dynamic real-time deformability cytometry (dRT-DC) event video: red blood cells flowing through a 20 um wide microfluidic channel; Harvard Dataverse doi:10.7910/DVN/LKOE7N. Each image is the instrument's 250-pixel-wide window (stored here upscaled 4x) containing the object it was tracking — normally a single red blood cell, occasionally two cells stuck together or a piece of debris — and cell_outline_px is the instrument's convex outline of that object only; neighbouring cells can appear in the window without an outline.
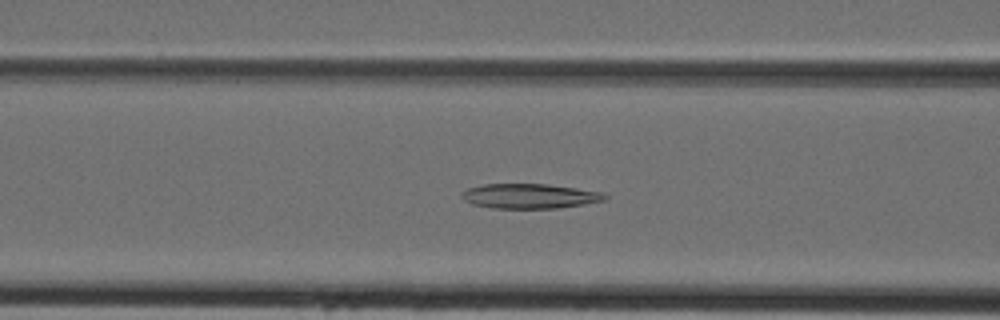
{"species": "Egyptian fruit bat (a non-hibernating species)", "species_latin": "Rousettus aegyptiacus", "temperature_condition": "cold", "stored_images_in_passage": 44, "camera_frame_rate_fps": 3000, "um_per_image_px": 0.085, "animal": {"sex": "female"}, "frame": {"image": 1, "passage_image": 17, "time_ms": 5.333, "image_size_px": [1000, 320], "cell_outline_px": [[608, 200], [584, 204], [556, 208], [492, 208], [472, 204], [464, 200], [460, 196], [460, 192], [468, 188], [484, 184], [548, 184], [604, 192], [608, 196]], "centroid_in_image_um": [45.03, 16.66], "position_along_channel_um": 121.6, "area_um2": 20.81}}
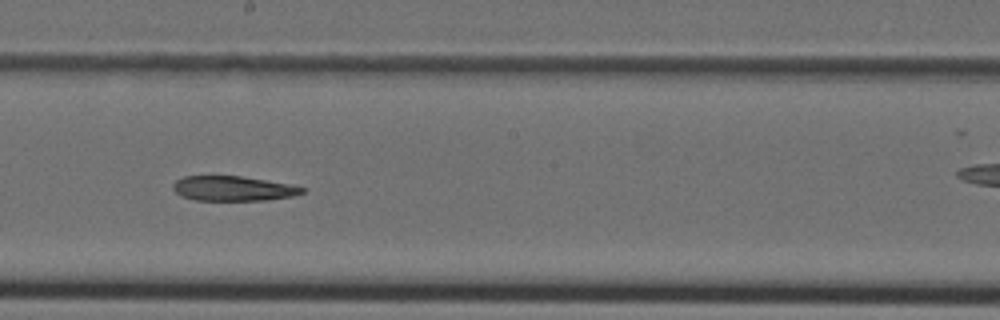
{"frame": {"image": 2, "passage_image": 24, "time_ms": 7.667, "image_size_px": [1000, 320], "cell_outline_px": [[304, 192], [292, 196], [268, 200], [196, 200], [180, 196], [172, 188], [172, 184], [176, 180], [184, 176], [240, 176], [288, 184], [304, 188]], "centroid_in_image_um": [19.76, 16.02], "position_along_channel_um": 228.4, "area_um2": 18.5}}
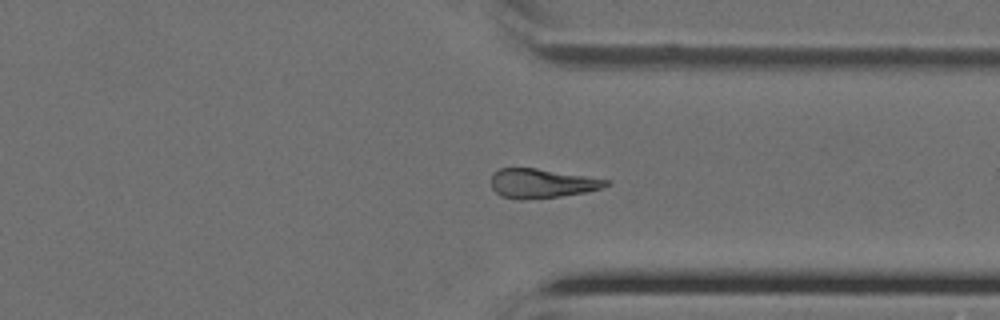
{"frame": {"image": 3, "passage_image": 33, "time_ms": 10.667, "image_size_px": [1000, 320], "cell_outline_px": [[608, 184], [600, 188], [584, 192], [560, 196], [524, 200], [520, 200], [500, 196], [492, 188], [492, 176], [500, 168], [536, 168], [608, 180]], "centroid_in_image_um": [45.99, 15.6], "position_along_channel_um": 365.4, "area_um2": 19.19}}